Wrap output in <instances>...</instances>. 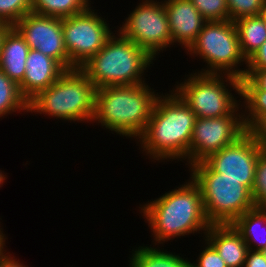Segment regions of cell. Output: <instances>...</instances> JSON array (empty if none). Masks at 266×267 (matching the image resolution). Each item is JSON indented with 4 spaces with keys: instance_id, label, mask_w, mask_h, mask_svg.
Returning a JSON list of instances; mask_svg holds the SVG:
<instances>
[{
    "instance_id": "cell-1",
    "label": "cell",
    "mask_w": 266,
    "mask_h": 267,
    "mask_svg": "<svg viewBox=\"0 0 266 267\" xmlns=\"http://www.w3.org/2000/svg\"><path fill=\"white\" fill-rule=\"evenodd\" d=\"M170 92L157 96L150 119L137 140L148 158L188 162L196 116L174 90Z\"/></svg>"
},
{
    "instance_id": "cell-2",
    "label": "cell",
    "mask_w": 266,
    "mask_h": 267,
    "mask_svg": "<svg viewBox=\"0 0 266 267\" xmlns=\"http://www.w3.org/2000/svg\"><path fill=\"white\" fill-rule=\"evenodd\" d=\"M189 180L140 207L153 232L154 245L195 232L204 231L205 235L209 229L211 224L204 212L201 189L192 177Z\"/></svg>"
},
{
    "instance_id": "cell-3",
    "label": "cell",
    "mask_w": 266,
    "mask_h": 267,
    "mask_svg": "<svg viewBox=\"0 0 266 267\" xmlns=\"http://www.w3.org/2000/svg\"><path fill=\"white\" fill-rule=\"evenodd\" d=\"M155 92L147 83L98 88L92 122L120 136L137 139L150 119L158 96Z\"/></svg>"
},
{
    "instance_id": "cell-4",
    "label": "cell",
    "mask_w": 266,
    "mask_h": 267,
    "mask_svg": "<svg viewBox=\"0 0 266 267\" xmlns=\"http://www.w3.org/2000/svg\"><path fill=\"white\" fill-rule=\"evenodd\" d=\"M115 34L80 69L96 89L145 84L142 76L156 59L119 32Z\"/></svg>"
},
{
    "instance_id": "cell-5",
    "label": "cell",
    "mask_w": 266,
    "mask_h": 267,
    "mask_svg": "<svg viewBox=\"0 0 266 267\" xmlns=\"http://www.w3.org/2000/svg\"><path fill=\"white\" fill-rule=\"evenodd\" d=\"M96 87L79 68L66 70L58 80L28 102V112L56 119L92 122Z\"/></svg>"
},
{
    "instance_id": "cell-6",
    "label": "cell",
    "mask_w": 266,
    "mask_h": 267,
    "mask_svg": "<svg viewBox=\"0 0 266 267\" xmlns=\"http://www.w3.org/2000/svg\"><path fill=\"white\" fill-rule=\"evenodd\" d=\"M189 167L192 179L201 189L204 212L211 225L233 224L256 207L251 191L239 180L223 177L204 160Z\"/></svg>"
},
{
    "instance_id": "cell-7",
    "label": "cell",
    "mask_w": 266,
    "mask_h": 267,
    "mask_svg": "<svg viewBox=\"0 0 266 267\" xmlns=\"http://www.w3.org/2000/svg\"><path fill=\"white\" fill-rule=\"evenodd\" d=\"M187 76L188 79L177 84L174 91L191 108L196 118L243 115V110L239 112L240 106L243 105L238 103L239 101L233 97L231 90L226 88L230 85V88L232 87L241 96L239 78L231 75L198 72ZM224 78L225 80H223Z\"/></svg>"
},
{
    "instance_id": "cell-8",
    "label": "cell",
    "mask_w": 266,
    "mask_h": 267,
    "mask_svg": "<svg viewBox=\"0 0 266 267\" xmlns=\"http://www.w3.org/2000/svg\"><path fill=\"white\" fill-rule=\"evenodd\" d=\"M186 51L207 63V68L198 73L245 77L246 69H238V66L245 62L247 67V60L240 49L235 22L231 20L207 21Z\"/></svg>"
},
{
    "instance_id": "cell-9",
    "label": "cell",
    "mask_w": 266,
    "mask_h": 267,
    "mask_svg": "<svg viewBox=\"0 0 266 267\" xmlns=\"http://www.w3.org/2000/svg\"><path fill=\"white\" fill-rule=\"evenodd\" d=\"M124 22L117 32L140 46L153 59L172 45L163 1L142 0Z\"/></svg>"
},
{
    "instance_id": "cell-10",
    "label": "cell",
    "mask_w": 266,
    "mask_h": 267,
    "mask_svg": "<svg viewBox=\"0 0 266 267\" xmlns=\"http://www.w3.org/2000/svg\"><path fill=\"white\" fill-rule=\"evenodd\" d=\"M90 6L82 13L62 19L64 44L70 60V70L81 68L113 36L105 18Z\"/></svg>"
},
{
    "instance_id": "cell-11",
    "label": "cell",
    "mask_w": 266,
    "mask_h": 267,
    "mask_svg": "<svg viewBox=\"0 0 266 267\" xmlns=\"http://www.w3.org/2000/svg\"><path fill=\"white\" fill-rule=\"evenodd\" d=\"M247 129L243 115L196 118L192 131L188 166L235 142Z\"/></svg>"
},
{
    "instance_id": "cell-12",
    "label": "cell",
    "mask_w": 266,
    "mask_h": 267,
    "mask_svg": "<svg viewBox=\"0 0 266 267\" xmlns=\"http://www.w3.org/2000/svg\"><path fill=\"white\" fill-rule=\"evenodd\" d=\"M261 145L246 131L232 144L210 154L204 161L225 178L237 179L250 191L253 189Z\"/></svg>"
},
{
    "instance_id": "cell-13",
    "label": "cell",
    "mask_w": 266,
    "mask_h": 267,
    "mask_svg": "<svg viewBox=\"0 0 266 267\" xmlns=\"http://www.w3.org/2000/svg\"><path fill=\"white\" fill-rule=\"evenodd\" d=\"M30 49L55 59L65 70H70V60L64 44L62 19L27 13L14 26Z\"/></svg>"
},
{
    "instance_id": "cell-14",
    "label": "cell",
    "mask_w": 266,
    "mask_h": 267,
    "mask_svg": "<svg viewBox=\"0 0 266 267\" xmlns=\"http://www.w3.org/2000/svg\"><path fill=\"white\" fill-rule=\"evenodd\" d=\"M171 32L172 45L184 46L185 50L197 38L207 20L199 13L190 0H164Z\"/></svg>"
},
{
    "instance_id": "cell-15",
    "label": "cell",
    "mask_w": 266,
    "mask_h": 267,
    "mask_svg": "<svg viewBox=\"0 0 266 267\" xmlns=\"http://www.w3.org/2000/svg\"><path fill=\"white\" fill-rule=\"evenodd\" d=\"M65 71L55 59L30 49L24 79L19 84L22 96L29 102L39 92L55 83Z\"/></svg>"
},
{
    "instance_id": "cell-16",
    "label": "cell",
    "mask_w": 266,
    "mask_h": 267,
    "mask_svg": "<svg viewBox=\"0 0 266 267\" xmlns=\"http://www.w3.org/2000/svg\"><path fill=\"white\" fill-rule=\"evenodd\" d=\"M204 236L228 267H244L249 248L232 224L210 225Z\"/></svg>"
},
{
    "instance_id": "cell-17",
    "label": "cell",
    "mask_w": 266,
    "mask_h": 267,
    "mask_svg": "<svg viewBox=\"0 0 266 267\" xmlns=\"http://www.w3.org/2000/svg\"><path fill=\"white\" fill-rule=\"evenodd\" d=\"M30 47L19 32L11 27L4 35L0 49V70L18 85L23 81Z\"/></svg>"
},
{
    "instance_id": "cell-18",
    "label": "cell",
    "mask_w": 266,
    "mask_h": 267,
    "mask_svg": "<svg viewBox=\"0 0 266 267\" xmlns=\"http://www.w3.org/2000/svg\"><path fill=\"white\" fill-rule=\"evenodd\" d=\"M232 225L242 235L250 250L261 251L266 248V208L255 207L246 211ZM258 229L264 231L261 230L265 233L264 236Z\"/></svg>"
},
{
    "instance_id": "cell-19",
    "label": "cell",
    "mask_w": 266,
    "mask_h": 267,
    "mask_svg": "<svg viewBox=\"0 0 266 267\" xmlns=\"http://www.w3.org/2000/svg\"><path fill=\"white\" fill-rule=\"evenodd\" d=\"M240 49L248 60L266 41V26L260 16L245 17L235 21Z\"/></svg>"
},
{
    "instance_id": "cell-20",
    "label": "cell",
    "mask_w": 266,
    "mask_h": 267,
    "mask_svg": "<svg viewBox=\"0 0 266 267\" xmlns=\"http://www.w3.org/2000/svg\"><path fill=\"white\" fill-rule=\"evenodd\" d=\"M158 248V249H157ZM148 246L132 250L129 267H191V262L180 255Z\"/></svg>"
},
{
    "instance_id": "cell-21",
    "label": "cell",
    "mask_w": 266,
    "mask_h": 267,
    "mask_svg": "<svg viewBox=\"0 0 266 267\" xmlns=\"http://www.w3.org/2000/svg\"><path fill=\"white\" fill-rule=\"evenodd\" d=\"M90 0H33L32 12L50 17L67 18L87 10Z\"/></svg>"
},
{
    "instance_id": "cell-22",
    "label": "cell",
    "mask_w": 266,
    "mask_h": 267,
    "mask_svg": "<svg viewBox=\"0 0 266 267\" xmlns=\"http://www.w3.org/2000/svg\"><path fill=\"white\" fill-rule=\"evenodd\" d=\"M28 112V101L19 85L0 70V118L14 112Z\"/></svg>"
},
{
    "instance_id": "cell-23",
    "label": "cell",
    "mask_w": 266,
    "mask_h": 267,
    "mask_svg": "<svg viewBox=\"0 0 266 267\" xmlns=\"http://www.w3.org/2000/svg\"><path fill=\"white\" fill-rule=\"evenodd\" d=\"M240 98L244 99L242 104L246 105L242 114L245 128L248 129L260 116L266 114V90H241Z\"/></svg>"
},
{
    "instance_id": "cell-24",
    "label": "cell",
    "mask_w": 266,
    "mask_h": 267,
    "mask_svg": "<svg viewBox=\"0 0 266 267\" xmlns=\"http://www.w3.org/2000/svg\"><path fill=\"white\" fill-rule=\"evenodd\" d=\"M33 0H0V23L13 27L23 16L32 12Z\"/></svg>"
},
{
    "instance_id": "cell-25",
    "label": "cell",
    "mask_w": 266,
    "mask_h": 267,
    "mask_svg": "<svg viewBox=\"0 0 266 267\" xmlns=\"http://www.w3.org/2000/svg\"><path fill=\"white\" fill-rule=\"evenodd\" d=\"M255 206L266 208V150L259 153L251 191Z\"/></svg>"
},
{
    "instance_id": "cell-26",
    "label": "cell",
    "mask_w": 266,
    "mask_h": 267,
    "mask_svg": "<svg viewBox=\"0 0 266 267\" xmlns=\"http://www.w3.org/2000/svg\"><path fill=\"white\" fill-rule=\"evenodd\" d=\"M207 21L229 20L226 0H190Z\"/></svg>"
},
{
    "instance_id": "cell-27",
    "label": "cell",
    "mask_w": 266,
    "mask_h": 267,
    "mask_svg": "<svg viewBox=\"0 0 266 267\" xmlns=\"http://www.w3.org/2000/svg\"><path fill=\"white\" fill-rule=\"evenodd\" d=\"M266 0H226L229 20L235 22L245 17L259 16Z\"/></svg>"
},
{
    "instance_id": "cell-28",
    "label": "cell",
    "mask_w": 266,
    "mask_h": 267,
    "mask_svg": "<svg viewBox=\"0 0 266 267\" xmlns=\"http://www.w3.org/2000/svg\"><path fill=\"white\" fill-rule=\"evenodd\" d=\"M206 247L200 251L197 263H191V267H228L225 261L219 256L214 247L205 240Z\"/></svg>"
},
{
    "instance_id": "cell-29",
    "label": "cell",
    "mask_w": 266,
    "mask_h": 267,
    "mask_svg": "<svg viewBox=\"0 0 266 267\" xmlns=\"http://www.w3.org/2000/svg\"><path fill=\"white\" fill-rule=\"evenodd\" d=\"M240 85L241 90H266V69H246Z\"/></svg>"
},
{
    "instance_id": "cell-30",
    "label": "cell",
    "mask_w": 266,
    "mask_h": 267,
    "mask_svg": "<svg viewBox=\"0 0 266 267\" xmlns=\"http://www.w3.org/2000/svg\"><path fill=\"white\" fill-rule=\"evenodd\" d=\"M247 131L266 150V114L260 116Z\"/></svg>"
},
{
    "instance_id": "cell-31",
    "label": "cell",
    "mask_w": 266,
    "mask_h": 267,
    "mask_svg": "<svg viewBox=\"0 0 266 267\" xmlns=\"http://www.w3.org/2000/svg\"><path fill=\"white\" fill-rule=\"evenodd\" d=\"M247 69H266V41L257 52L247 60Z\"/></svg>"
},
{
    "instance_id": "cell-32",
    "label": "cell",
    "mask_w": 266,
    "mask_h": 267,
    "mask_svg": "<svg viewBox=\"0 0 266 267\" xmlns=\"http://www.w3.org/2000/svg\"><path fill=\"white\" fill-rule=\"evenodd\" d=\"M244 267H266V259L261 251L250 250L247 253Z\"/></svg>"
},
{
    "instance_id": "cell-33",
    "label": "cell",
    "mask_w": 266,
    "mask_h": 267,
    "mask_svg": "<svg viewBox=\"0 0 266 267\" xmlns=\"http://www.w3.org/2000/svg\"><path fill=\"white\" fill-rule=\"evenodd\" d=\"M9 253L10 252H3L2 254H0V267H27L23 265L22 262L20 263L19 259H15V257H12Z\"/></svg>"
},
{
    "instance_id": "cell-34",
    "label": "cell",
    "mask_w": 266,
    "mask_h": 267,
    "mask_svg": "<svg viewBox=\"0 0 266 267\" xmlns=\"http://www.w3.org/2000/svg\"><path fill=\"white\" fill-rule=\"evenodd\" d=\"M10 28H11V26L8 25V24H4V23L0 24V49H1V45H2V41H3L4 35L6 34V32Z\"/></svg>"
},
{
    "instance_id": "cell-35",
    "label": "cell",
    "mask_w": 266,
    "mask_h": 267,
    "mask_svg": "<svg viewBox=\"0 0 266 267\" xmlns=\"http://www.w3.org/2000/svg\"><path fill=\"white\" fill-rule=\"evenodd\" d=\"M5 237L6 236H5V234H3L2 228H0V254H2L4 251L6 252V249L4 248L5 247V239H6Z\"/></svg>"
},
{
    "instance_id": "cell-36",
    "label": "cell",
    "mask_w": 266,
    "mask_h": 267,
    "mask_svg": "<svg viewBox=\"0 0 266 267\" xmlns=\"http://www.w3.org/2000/svg\"><path fill=\"white\" fill-rule=\"evenodd\" d=\"M259 16L263 20L264 25L266 26V1L264 3V6L262 7V9L260 11Z\"/></svg>"
},
{
    "instance_id": "cell-37",
    "label": "cell",
    "mask_w": 266,
    "mask_h": 267,
    "mask_svg": "<svg viewBox=\"0 0 266 267\" xmlns=\"http://www.w3.org/2000/svg\"><path fill=\"white\" fill-rule=\"evenodd\" d=\"M4 180H6L5 174L0 170V187L3 185Z\"/></svg>"
},
{
    "instance_id": "cell-38",
    "label": "cell",
    "mask_w": 266,
    "mask_h": 267,
    "mask_svg": "<svg viewBox=\"0 0 266 267\" xmlns=\"http://www.w3.org/2000/svg\"><path fill=\"white\" fill-rule=\"evenodd\" d=\"M261 252L263 253L265 259H266V248H264L263 250H261Z\"/></svg>"
}]
</instances>
